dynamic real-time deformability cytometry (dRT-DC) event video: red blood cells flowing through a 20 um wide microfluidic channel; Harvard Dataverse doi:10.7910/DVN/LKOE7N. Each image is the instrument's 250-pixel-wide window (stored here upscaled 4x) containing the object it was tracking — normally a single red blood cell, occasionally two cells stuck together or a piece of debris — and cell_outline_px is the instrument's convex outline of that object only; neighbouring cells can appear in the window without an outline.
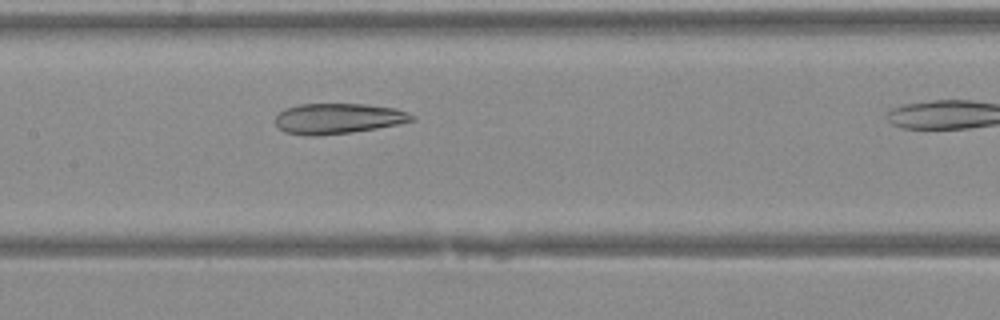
{"species": "Egyptian fruit bat (a non-hibernating species)", "species_latin": "Rousettus aegyptiacus", "temperature_condition": "warm", "stored_images_in_passage": 13, "camera_frame_rate_fps": 3000, "um_per_image_px": 0.085, "animal": {"sex": "female"}, "frame": {"image": 1, "passage_image": 10, "time_ms": 3.0, "image_size_px": [1000, 320], "cell_outline_px": [[416, 120], [400, 124], [352, 132], [316, 136], [304, 136], [284, 132], [276, 124], [276, 116], [280, 112], [288, 108], [300, 104], [364, 104], [396, 108], [408, 112], [416, 116]], "centroid_in_image_um": [28.78, 10.08], "position_along_channel_um": 178.6, "area_um2": 24.33}}